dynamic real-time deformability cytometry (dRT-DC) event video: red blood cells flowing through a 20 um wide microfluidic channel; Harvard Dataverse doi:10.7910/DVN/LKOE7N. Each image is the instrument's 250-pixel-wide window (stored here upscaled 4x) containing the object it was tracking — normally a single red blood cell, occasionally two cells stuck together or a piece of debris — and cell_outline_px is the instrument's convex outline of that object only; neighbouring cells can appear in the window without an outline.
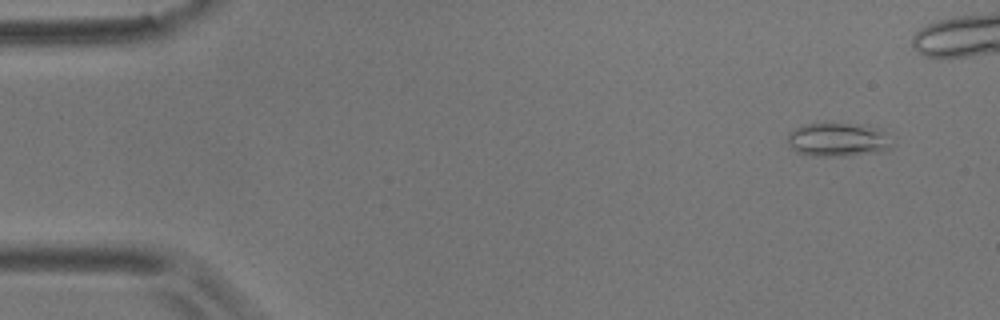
{"species": "common noctule bat (a hibernating species)", "species_latin": "Nyctalus noctula", "temperature_condition": "room temperature", "stored_images_in_passage": 5, "camera_frame_rate_fps": 3000, "um_per_image_px": 0.085, "animal": {"sex": "male", "body_mass_g": 17.9}, "frame": {"image": 1, "passage_image": 1, "time_ms": 0.0, "image_size_px": [1000, 320], "cell_outline_px": [[896, 144], [892, 148], [884, 152], [848, 156], [808, 156], [796, 152], [788, 144], [788, 132], [804, 124], [864, 124], [880, 128]], "centroid_in_image_um": [71.3, 11.9], "position_along_channel_um": 13.7, "area_um2": 21.1}}